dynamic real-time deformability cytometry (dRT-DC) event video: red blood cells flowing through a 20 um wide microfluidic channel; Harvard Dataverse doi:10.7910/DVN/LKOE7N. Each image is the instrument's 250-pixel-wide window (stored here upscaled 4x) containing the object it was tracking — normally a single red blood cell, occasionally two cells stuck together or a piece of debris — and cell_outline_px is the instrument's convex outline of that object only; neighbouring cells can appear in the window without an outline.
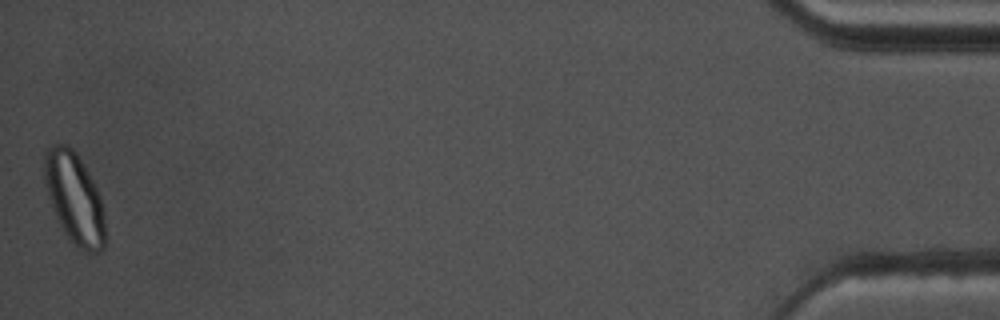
{"species": "common noctule bat (a hibernating species)", "species_latin": "Nyctalus noctula", "temperature_condition": "warm", "stored_images_in_passage": 56, "camera_frame_rate_fps": 3000, "um_per_image_px": 0.085, "animal": {"sex": "male", "body_mass_g": 17.5, "forearm_length_mm": 52.3}, "frame": {"image": 1, "passage_image": 56, "time_ms": 18.333, "image_size_px": [1000, 320], "cell_outline_px": [[104, 248], [100, 252], [84, 252], [68, 240], [56, 216], [48, 196], [44, 176], [44, 156], [48, 148], [52, 144], [68, 144], [72, 148], [80, 160], [92, 180], [100, 196], [104, 208]], "centroid_in_image_um": [6.32, 16.87], "position_along_channel_um": 428.9, "area_um2": 32.02}, "authors_computed_cell_mechanics": {"area_um2": 23.9581, "velocity_mm_per_s": 3.5989, "shape_relaxation_time_tau1_ms": null, "shape_relaxation_time_tau2_ms": 0.9534, "deformation_change_tau1": null, "deformation_change_tau2": 0.0507}}